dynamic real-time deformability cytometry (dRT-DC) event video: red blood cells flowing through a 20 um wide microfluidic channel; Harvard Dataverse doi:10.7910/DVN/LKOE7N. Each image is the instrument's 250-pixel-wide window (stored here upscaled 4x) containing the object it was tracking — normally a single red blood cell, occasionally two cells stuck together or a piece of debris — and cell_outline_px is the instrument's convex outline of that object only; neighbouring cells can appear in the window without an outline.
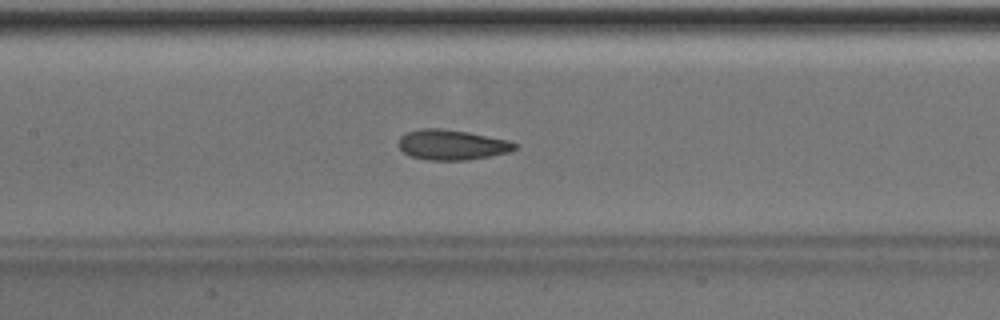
{"species": "Egyptian fruit bat (a non-hibernating species)", "species_latin": "Rousettus aegyptiacus", "temperature_condition": "room temperature", "stored_images_in_passage": 41, "camera_frame_rate_fps": 3000, "um_per_image_px": 0.085, "animal": {"sex": "male"}, "frame": {"image": 1, "passage_image": 18, "time_ms": 5.667, "image_size_px": [1000, 320], "cell_outline_px": [[516, 148], [508, 152], [468, 160], [428, 160], [412, 156], [404, 152], [396, 144], [400, 136], [408, 132], [420, 128], [440, 128], [468, 132], [508, 140], [516, 144]], "centroid_in_image_um": [38.36, 12.3], "position_along_channel_um": 169.0, "area_um2": 20.35}}
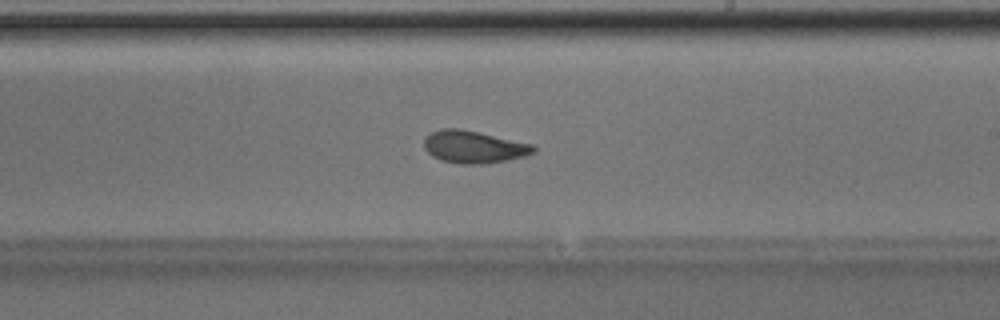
{"frame": {"image": 2, "passage_image": 24, "time_ms": 7.667, "image_size_px": [1000, 320], "cell_outline_px": [[536, 152], [524, 156], [504, 160], [480, 164], [460, 164], [440, 160], [432, 156], [424, 148], [424, 140], [432, 132], [440, 128], [460, 128], [532, 144], [536, 148]], "centroid_in_image_um": [40.25, 12.48], "position_along_channel_um": 248.8, "area_um2": 20.46}, "authors_computed_cell_mechanics": {"area_um2": 20.8658, "velocity_mm_per_s": 4.0102, "shape_relaxation_time_tau1_ms": 3.2947, "shape_relaxation_time_tau2_ms": 1.5658, "deformation_change_tau1": 0.118, "deformation_change_tau2": 0.0809}}